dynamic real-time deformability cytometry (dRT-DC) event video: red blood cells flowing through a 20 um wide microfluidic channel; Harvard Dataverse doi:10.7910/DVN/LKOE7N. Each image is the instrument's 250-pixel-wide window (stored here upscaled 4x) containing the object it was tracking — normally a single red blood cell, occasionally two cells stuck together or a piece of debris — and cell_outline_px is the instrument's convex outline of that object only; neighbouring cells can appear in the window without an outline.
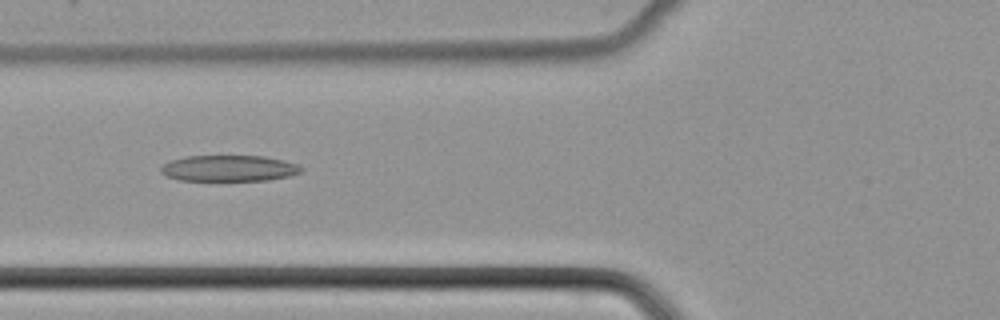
{"species": "common noctule bat (a hibernating species)", "species_latin": "Nyctalus noctula", "temperature_condition": "cold", "stored_images_in_passage": 37, "camera_frame_rate_fps": 3000, "um_per_image_px": 0.085, "animal": {"sex": "female", "body_mass_g": 22.7, "forearm_length_mm": 54.2}, "frame": {"image": 1, "passage_image": 6, "time_ms": 1.667, "image_size_px": [1000, 320], "cell_outline_px": [[304, 168], [300, 172], [288, 176], [268, 180], [180, 180], [164, 176], [160, 172], [160, 168], [168, 160], [184, 156], [264, 156], [284, 160], [300, 164]], "centroid_in_image_um": [19.44, 14.29], "position_along_channel_um": 106.4, "area_um2": 21.5}}